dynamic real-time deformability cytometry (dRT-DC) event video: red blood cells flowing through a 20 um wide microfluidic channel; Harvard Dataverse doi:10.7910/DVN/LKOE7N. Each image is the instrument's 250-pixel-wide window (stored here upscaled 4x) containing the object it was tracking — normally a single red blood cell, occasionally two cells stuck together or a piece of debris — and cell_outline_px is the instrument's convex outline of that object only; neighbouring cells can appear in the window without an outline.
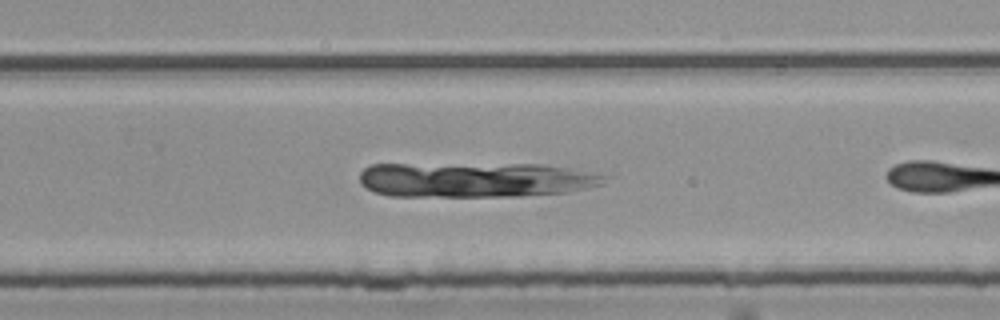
{"species": "common noctule bat (a hibernating species)", "species_latin": "Nyctalus noctula", "temperature_condition": "room temperature", "stored_images_in_passage": 20, "segment_of_instrument_passage": [2, 2], "camera_frame_rate_fps": 3000, "um_per_image_px": 0.085, "animal": {"sex": "female", "body_mass_g": 25.1}, "frame": {"image": 1, "passage_image": 18, "time_ms": 5.667, "image_size_px": [1000, 320], "cell_outline_px": [[608, 176], [604, 184], [568, 192], [520, 196], [392, 196], [376, 192], [364, 188], [360, 184], [360, 172], [364, 168], [372, 164], [540, 164], [568, 168]], "centroid_in_image_um": [40.38, 15.28], "position_along_channel_um": 289.4, "area_um2": 50.05}}